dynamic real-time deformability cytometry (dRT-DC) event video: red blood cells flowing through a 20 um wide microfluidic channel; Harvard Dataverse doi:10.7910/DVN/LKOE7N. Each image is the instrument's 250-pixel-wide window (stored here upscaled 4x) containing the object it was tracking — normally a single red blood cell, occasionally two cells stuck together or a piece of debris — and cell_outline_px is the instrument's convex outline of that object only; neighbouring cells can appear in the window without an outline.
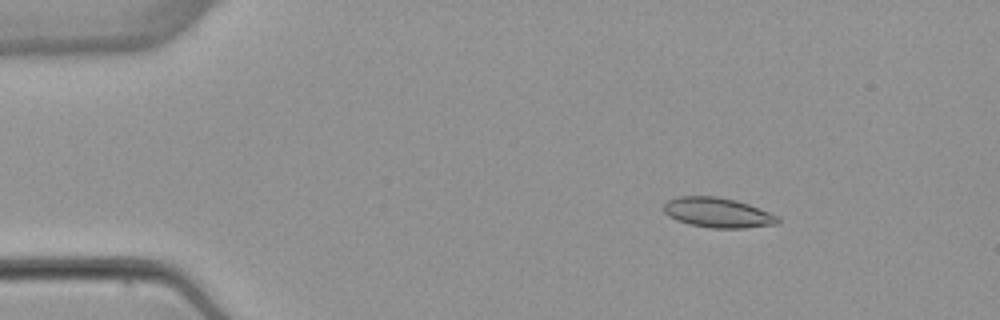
{"species": "common noctule bat (a hibernating species)", "species_latin": "Nyctalus noctula", "temperature_condition": "warm", "stored_images_in_passage": 5, "camera_frame_rate_fps": 3000, "um_per_image_px": 0.085, "animal": {"sex": "female", "body_mass_g": 22.7, "forearm_length_mm": 54.2}, "frame": {"image": 1, "passage_image": 2, "time_ms": 1.333, "image_size_px": [1000, 320], "cell_outline_px": [[780, 224], [744, 228], [712, 228], [688, 224], [676, 220], [668, 216], [664, 212], [664, 204], [668, 200], [680, 196], [716, 196], [736, 200], [748, 204], [780, 216]], "centroid_in_image_um": [61.03, 18.08], "position_along_channel_um": 24.0, "area_um2": 20.06}}
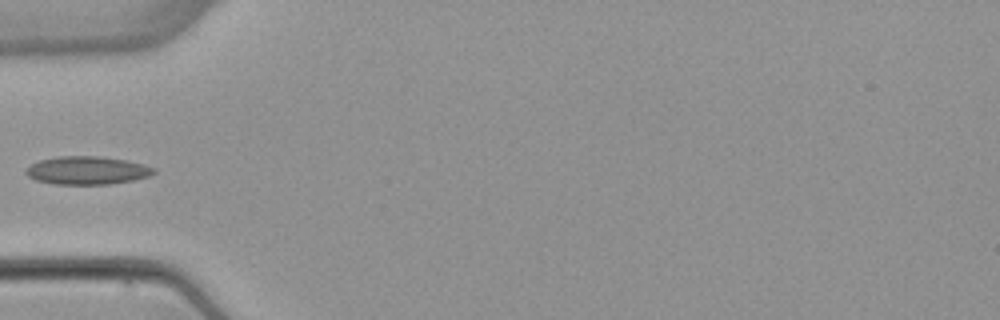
{"frame": {"image": 2, "passage_image": 5, "time_ms": 4.667, "image_size_px": [1000, 320], "cell_outline_px": [[156, 172], [148, 176], [132, 180], [108, 184], [52, 184], [36, 180], [28, 176], [24, 172], [24, 168], [40, 160], [56, 156], [100, 156], [124, 160], [144, 164], [156, 168]], "centroid_in_image_um": [7.37, 14.48], "position_along_channel_um": 77.6, "area_um2": 20.98}}